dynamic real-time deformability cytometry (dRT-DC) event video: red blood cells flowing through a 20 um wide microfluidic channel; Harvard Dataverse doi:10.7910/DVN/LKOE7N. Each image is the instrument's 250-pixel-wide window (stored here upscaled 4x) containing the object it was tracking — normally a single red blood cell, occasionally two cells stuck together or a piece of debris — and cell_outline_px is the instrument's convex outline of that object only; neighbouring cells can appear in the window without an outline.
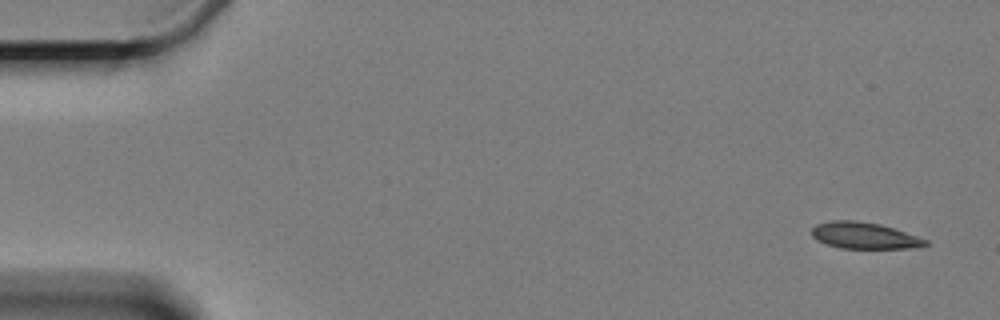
{"species": "Egyptian fruit bat (a non-hibernating species)", "species_latin": "Rousettus aegyptiacus", "temperature_condition": "cold", "stored_images_in_passage": 6, "segment_of_instrument_passage": [1, 2], "camera_frame_rate_fps": 3000, "um_per_image_px": 0.085, "animal": {"sex": "female"}, "frame": {"image": 1, "passage_image": 1, "time_ms": 0.0, "image_size_px": [1000, 320], "cell_outline_px": [[928, 244], [920, 248], [840, 248], [816, 240], [812, 236], [812, 228], [816, 224], [832, 220], [856, 220], [880, 224], [928, 240]], "centroid_in_image_um": [73.46, 20.02], "position_along_channel_um": 11.5, "area_um2": 17.46}}
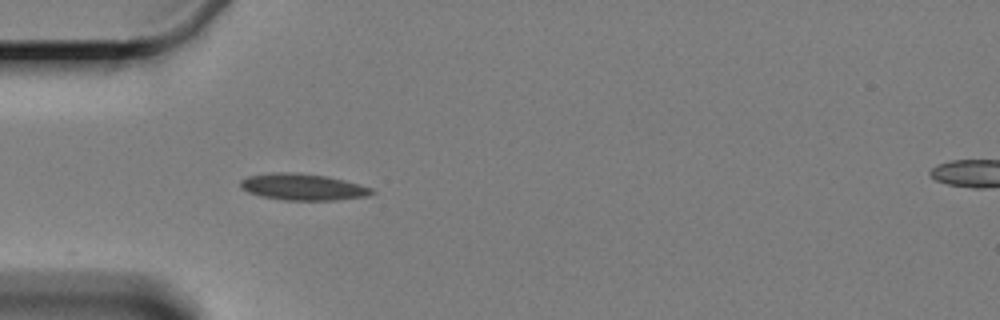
{"frame": {"image": 2, "passage_image": 5, "time_ms": 5.0, "image_size_px": [1000, 320], "cell_outline_px": [[376, 192], [368, 196], [336, 200], [284, 200], [260, 196], [248, 192], [240, 188], [240, 180], [248, 176], [268, 172], [296, 172], [324, 176], [344, 180], [372, 188]], "centroid_in_image_um": [25.71, 15.89], "position_along_channel_um": 59.3, "area_um2": 20.4}}